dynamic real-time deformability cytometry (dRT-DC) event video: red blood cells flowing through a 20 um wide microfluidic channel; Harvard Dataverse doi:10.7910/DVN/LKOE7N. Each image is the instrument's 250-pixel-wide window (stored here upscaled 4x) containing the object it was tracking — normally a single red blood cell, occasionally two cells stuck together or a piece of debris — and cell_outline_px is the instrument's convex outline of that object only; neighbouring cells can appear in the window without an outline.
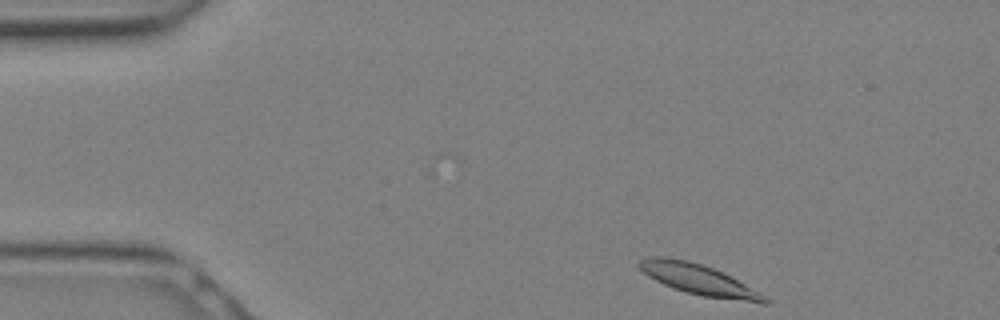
{"species": "Egyptian fruit bat (a non-hibernating species)", "species_latin": "Rousettus aegyptiacus", "temperature_condition": "warm", "stored_images_in_passage": 26, "camera_frame_rate_fps": 3000, "um_per_image_px": 0.085, "animal": {"sex": "female"}, "frame": {"image": 1, "passage_image": 1, "time_ms": 0.0, "image_size_px": [1000, 320], "cell_outline_px": [[768, 304], [764, 304], [700, 296], [672, 288], [648, 276], [636, 264], [640, 260], [648, 256], [668, 256], [688, 260], [704, 264], [724, 272], [768, 296]], "centroid_in_image_um": [59.43, 23.76], "position_along_channel_um": 25.6, "area_um2": 22.83}}
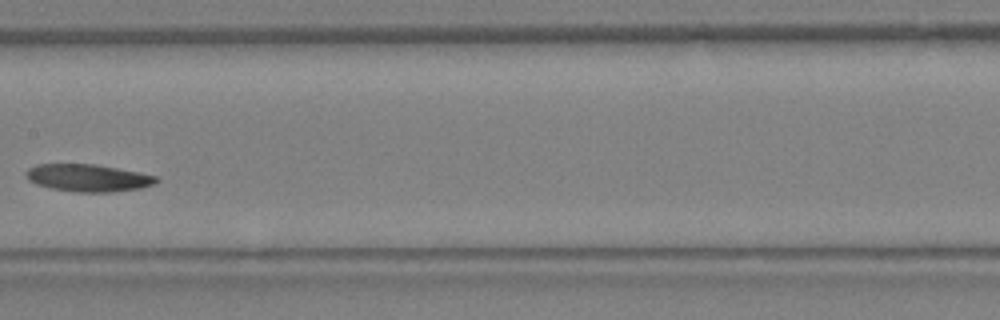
{"frame": {"image": 2, "passage_image": 12, "time_ms": 3.667, "image_size_px": [1000, 320], "cell_outline_px": [[160, 180], [156, 184], [140, 188], [112, 192], [76, 192], [52, 188], [36, 184], [28, 180], [24, 176], [24, 172], [28, 168], [36, 164], [96, 164], [156, 176]], "centroid_in_image_um": [7.45, 15.12], "position_along_channel_um": 199.9, "area_um2": 20.81}}
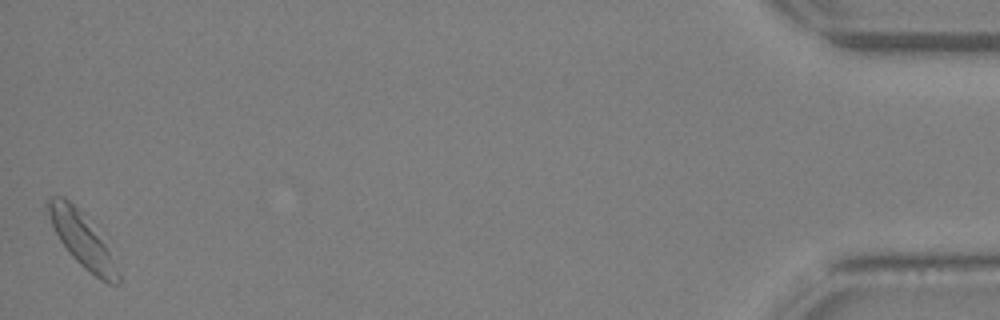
{"frame": {"image": 3, "passage_image": 26, "time_ms": 8.333, "image_size_px": [1000, 320], "cell_outline_px": [[120, 284], [108, 284], [100, 280], [84, 268], [68, 252], [60, 240], [52, 224], [44, 204], [48, 196], [64, 196], [84, 212], [120, 260]], "centroid_in_image_um": [7.07, 20.38], "position_along_channel_um": 428.1, "area_um2": 23.35}}